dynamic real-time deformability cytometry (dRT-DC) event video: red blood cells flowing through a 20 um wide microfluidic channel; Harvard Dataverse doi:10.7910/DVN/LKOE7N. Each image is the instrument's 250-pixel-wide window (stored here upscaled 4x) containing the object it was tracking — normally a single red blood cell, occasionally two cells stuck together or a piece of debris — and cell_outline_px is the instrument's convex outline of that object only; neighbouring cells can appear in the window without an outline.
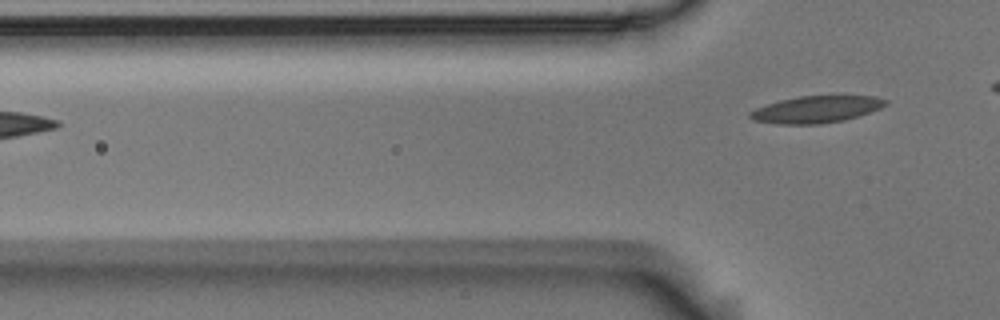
{"species": "Egyptian fruit bat (a non-hibernating species)", "species_latin": "Rousettus aegyptiacus", "temperature_condition": "room temperature", "stored_images_in_passage": 5, "camera_frame_rate_fps": 3000, "um_per_image_px": 0.085, "animal": {"sex": "male"}, "frame": {"image": 1, "passage_image": 5, "time_ms": 1.333, "image_size_px": [1000, 320], "cell_outline_px": [[888, 104], [880, 108], [844, 120], [820, 124], [776, 124], [752, 120], [748, 116], [748, 112], [756, 108], [780, 100], [800, 96], [876, 96], [888, 100]], "centroid_in_image_um": [69.35, 9.3], "position_along_channel_um": 56.4, "area_um2": 21.15}}